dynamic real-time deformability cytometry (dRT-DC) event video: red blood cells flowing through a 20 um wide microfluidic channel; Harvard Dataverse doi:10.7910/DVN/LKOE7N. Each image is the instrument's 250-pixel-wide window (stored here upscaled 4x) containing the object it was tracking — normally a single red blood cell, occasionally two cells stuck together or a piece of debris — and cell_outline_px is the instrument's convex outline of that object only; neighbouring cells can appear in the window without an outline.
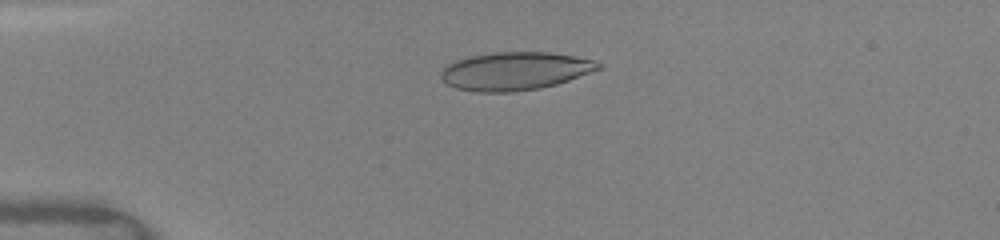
{"species": "human", "species_latin": "Homo sapiens", "temperature_condition": "warm", "stored_images_in_passage": 40, "camera_frame_rate_fps": 3000, "um_per_image_px": 0.085, "donor": {"sex": "female"}, "frame": {"image": 1, "passage_image": 3, "time_ms": 0.667, "image_size_px": [1000, 240], "cell_outline_px": [[604, 68], [556, 84], [540, 88], [512, 92], [476, 92], [456, 88], [448, 84], [440, 76], [440, 72], [444, 64], [456, 60], [472, 56], [496, 52], [548, 52], [572, 56], [592, 60], [604, 64]], "centroid_in_image_um": [43.77, 6.04], "position_along_channel_um": 41.2, "area_um2": 34.97}}
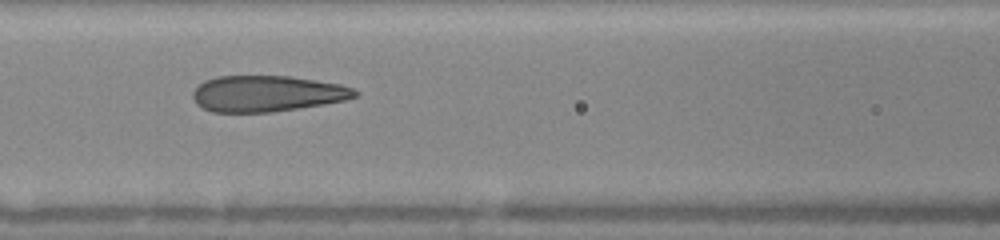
{"frame": {"image": 2, "passage_image": 13, "time_ms": 4.0, "image_size_px": [1000, 240], "cell_outline_px": [[360, 92], [356, 96], [344, 100], [324, 104], [272, 112], [212, 112], [196, 104], [192, 96], [192, 92], [204, 80], [216, 76], [292, 76], [340, 84], [352, 88]], "centroid_in_image_um": [22.68, 7.95], "position_along_channel_um": 143.9, "area_um2": 34.1}}
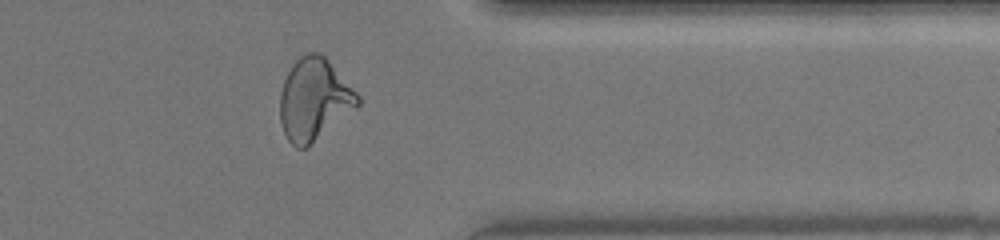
{"frame": {"image": 3, "passage_image": 31, "time_ms": 10.0, "image_size_px": [1000, 240], "cell_outline_px": [[360, 104], [356, 108], [308, 148], [296, 148], [288, 140], [284, 132], [280, 120], [280, 92], [284, 80], [292, 64], [300, 56], [308, 52], [320, 52], [328, 60], [360, 96]], "centroid_in_image_um": [26.69, 8.47], "position_along_channel_um": 384.7, "area_um2": 37.17}, "authors_computed_cell_mechanics": {"area_um2": 34.969, "velocity_mm_per_s": 4.12, "shape_relaxation_time_tau1_ms": 7.5861, "shape_relaxation_time_tau2_ms": 0.8263, "deformation_change_tau1": 0.2418, "deformation_change_tau2": 0.0775}}